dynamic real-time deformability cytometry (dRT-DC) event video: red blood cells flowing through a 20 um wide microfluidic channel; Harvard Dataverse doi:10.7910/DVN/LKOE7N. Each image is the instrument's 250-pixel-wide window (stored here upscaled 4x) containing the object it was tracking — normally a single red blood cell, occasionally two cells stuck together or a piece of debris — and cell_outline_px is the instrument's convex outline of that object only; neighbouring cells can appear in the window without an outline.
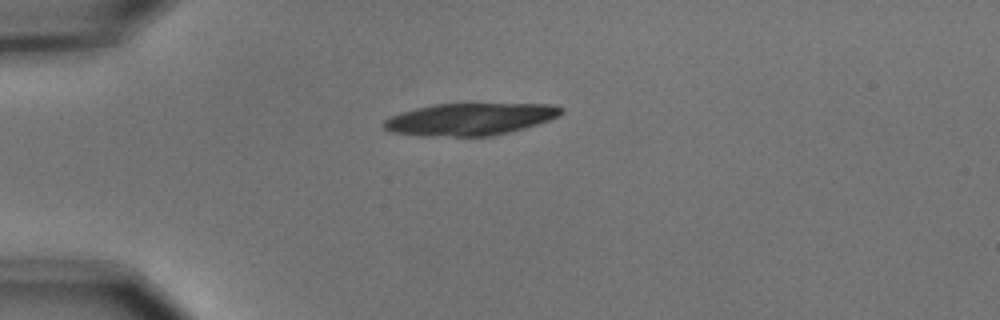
{"species": "common noctule bat (a hibernating species)", "species_latin": "Nyctalus noctula", "temperature_condition": "cold", "stored_images_in_passage": 3, "camera_frame_rate_fps": 3000, "um_per_image_px": 0.085, "animal": {"sex": "male", "body_mass_g": 15.6}, "frame": {"image": 1, "passage_image": 1, "time_ms": 0.0, "image_size_px": [1000, 320], "cell_outline_px": [[564, 112], [560, 116], [524, 128], [492, 136], [420, 136], [392, 132], [384, 128], [380, 124], [384, 120], [400, 112], [432, 104], [552, 104], [564, 108]], "centroid_in_image_um": [39.93, 10.13], "position_along_channel_um": 45.1, "area_um2": 33.29}}